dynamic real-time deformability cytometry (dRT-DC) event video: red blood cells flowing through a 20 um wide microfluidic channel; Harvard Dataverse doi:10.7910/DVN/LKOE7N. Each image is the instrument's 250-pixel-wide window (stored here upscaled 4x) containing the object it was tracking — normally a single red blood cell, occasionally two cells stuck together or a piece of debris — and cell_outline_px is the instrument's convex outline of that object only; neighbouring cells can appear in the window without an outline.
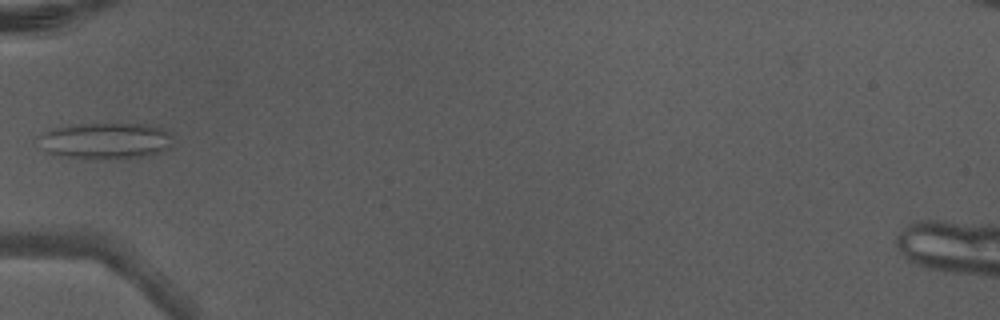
{"species": "Egyptian fruit bat (a non-hibernating species)", "species_latin": "Rousettus aegyptiacus", "temperature_condition": "warm", "stored_images_in_passage": 1, "camera_frame_rate_fps": 3000, "um_per_image_px": 0.085, "animal": {"sex": "male"}, "frame": {"image": 1, "passage_image": 1, "time_ms": 0.0, "image_size_px": [1000, 320], "cell_outline_px": [[172, 148], [160, 152], [144, 156], [60, 156], [48, 152], [40, 148], [36, 136], [52, 128], [72, 124], [148, 124], [160, 128], [168, 132], [172, 136]], "centroid_in_image_um": [8.94, 11.91], "position_along_channel_um": 76.1, "area_um2": 27.74}}